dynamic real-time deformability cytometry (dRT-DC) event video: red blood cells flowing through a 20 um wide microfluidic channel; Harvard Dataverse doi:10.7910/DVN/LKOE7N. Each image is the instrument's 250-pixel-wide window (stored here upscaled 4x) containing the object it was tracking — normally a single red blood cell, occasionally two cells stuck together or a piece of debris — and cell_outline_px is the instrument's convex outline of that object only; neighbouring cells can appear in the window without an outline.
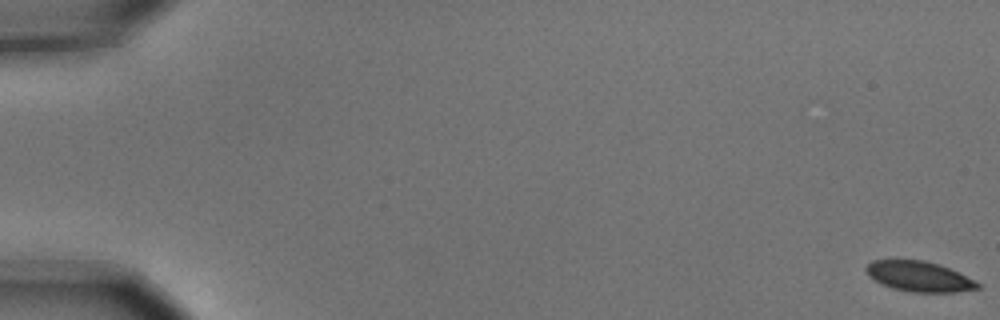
{"species": "common noctule bat (a hibernating species)", "species_latin": "Nyctalus noctula", "temperature_condition": "cold", "stored_images_in_passage": 8, "camera_frame_rate_fps": 3000, "um_per_image_px": 0.085, "animal": {"sex": "male", "body_mass_g": 15.6}, "frame": {"image": 1, "passage_image": 1, "time_ms": 0.0, "image_size_px": [1000, 320], "cell_outline_px": [[980, 288], [956, 292], [912, 292], [892, 288], [880, 284], [868, 276], [864, 268], [872, 260], [924, 260], [948, 268], [980, 284]], "centroid_in_image_um": [78.05, 23.5], "position_along_channel_um": 7.0, "area_um2": 19.42}}
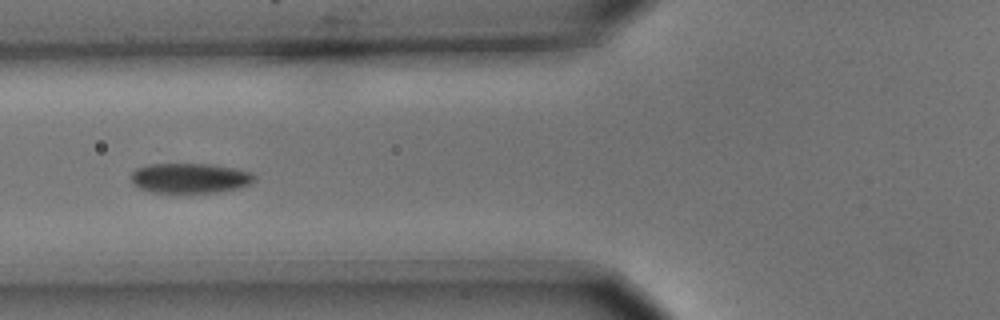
{"frame": {"image": 2, "passage_image": 7, "time_ms": 2.0, "image_size_px": [1000, 320], "cell_outline_px": [[256, 180], [252, 184], [240, 188], [220, 192], [180, 196], [176, 196], [152, 192], [140, 188], [132, 184], [132, 172], [136, 168], [148, 164], [212, 164], [252, 172], [256, 176]], "centroid_in_image_um": [16.16, 15.2], "position_along_channel_um": 109.6, "area_um2": 22.72}}
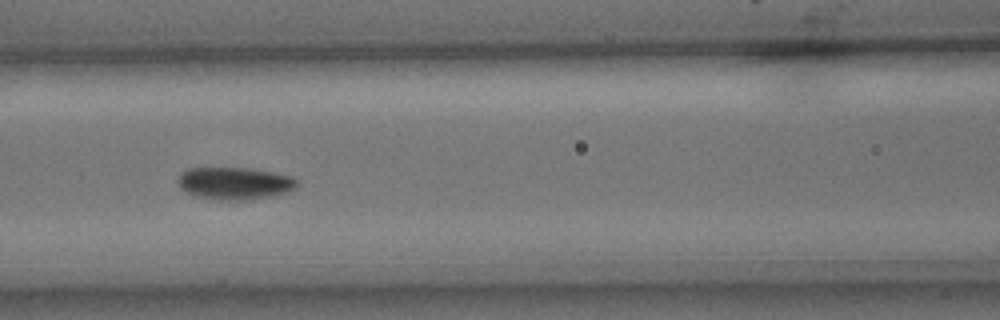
{"frame": {"image": 3, "passage_image": 8, "time_ms": 2.333, "image_size_px": [1000, 320], "cell_outline_px": [[296, 184], [288, 192], [272, 196], [252, 200], [220, 200], [196, 196], [180, 188], [176, 180], [180, 172], [188, 168], [252, 168], [292, 176], [296, 180]], "centroid_in_image_um": [19.9, 15.58], "position_along_channel_um": 146.7, "area_um2": 22.54}}